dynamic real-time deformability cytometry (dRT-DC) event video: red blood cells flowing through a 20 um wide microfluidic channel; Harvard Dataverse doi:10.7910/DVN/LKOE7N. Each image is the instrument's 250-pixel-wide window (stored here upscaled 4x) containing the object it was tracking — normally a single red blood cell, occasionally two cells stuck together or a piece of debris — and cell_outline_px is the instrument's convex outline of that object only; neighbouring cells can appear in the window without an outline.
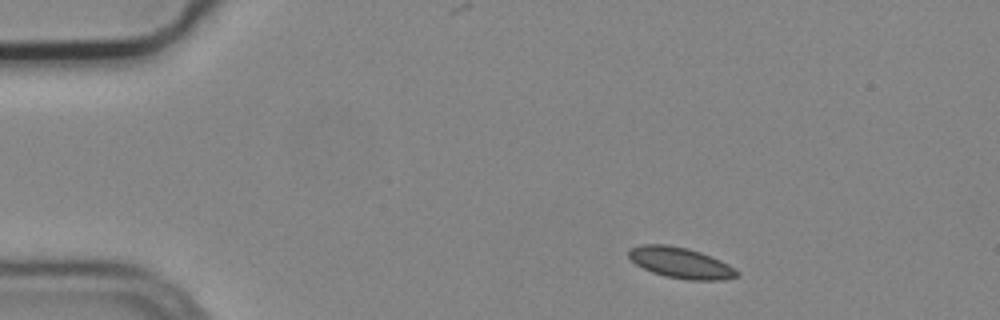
{"species": "common noctule bat (a hibernating species)", "species_latin": "Nyctalus noctula", "temperature_condition": "cold", "stored_images_in_passage": 3, "camera_frame_rate_fps": 3000, "um_per_image_px": 0.085, "animal": {"sex": "male", "body_mass_g": 19.2, "forearm_length_mm": 51.8}, "frame": {"image": 1, "passage_image": 1, "time_ms": 0.0, "image_size_px": [1000, 320], "cell_outline_px": [[740, 276], [724, 280], [688, 280], [664, 276], [652, 272], [636, 264], [628, 256], [628, 252], [632, 248], [640, 244], [668, 244], [688, 248], [700, 252], [720, 260], [728, 264], [740, 272]], "centroid_in_image_um": [57.88, 22.34], "position_along_channel_um": 27.1, "area_um2": 19.54}}